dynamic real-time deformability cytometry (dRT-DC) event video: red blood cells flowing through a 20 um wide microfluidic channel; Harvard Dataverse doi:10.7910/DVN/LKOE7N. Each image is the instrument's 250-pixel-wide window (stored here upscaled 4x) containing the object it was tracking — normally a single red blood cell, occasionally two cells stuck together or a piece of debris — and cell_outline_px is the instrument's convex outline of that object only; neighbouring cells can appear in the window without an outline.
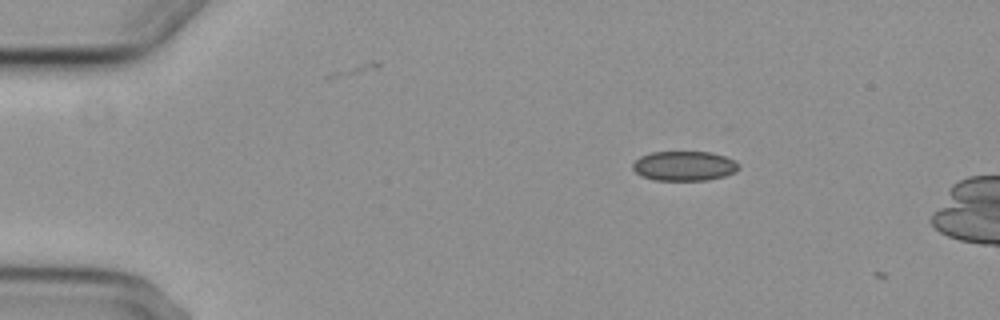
{"species": "common noctule bat (a hibernating species)", "species_latin": "Nyctalus noctula", "temperature_condition": "cold", "stored_images_in_passage": 2, "camera_frame_rate_fps": 3000, "um_per_image_px": 0.085, "animal": {"sex": "female", "body_mass_g": 29.2, "forearm_length_mm": 56.3}, "frame": {"image": 1, "passage_image": 1, "time_ms": 0.0, "image_size_px": [1000, 320], "cell_outline_px": [[740, 168], [736, 172], [724, 176], [708, 180], [652, 180], [640, 176], [632, 168], [632, 164], [640, 156], [652, 152], [712, 152], [736, 160], [740, 164]], "centroid_in_image_um": [58.18, 14.11], "position_along_channel_um": 26.8, "area_um2": 18.55}}